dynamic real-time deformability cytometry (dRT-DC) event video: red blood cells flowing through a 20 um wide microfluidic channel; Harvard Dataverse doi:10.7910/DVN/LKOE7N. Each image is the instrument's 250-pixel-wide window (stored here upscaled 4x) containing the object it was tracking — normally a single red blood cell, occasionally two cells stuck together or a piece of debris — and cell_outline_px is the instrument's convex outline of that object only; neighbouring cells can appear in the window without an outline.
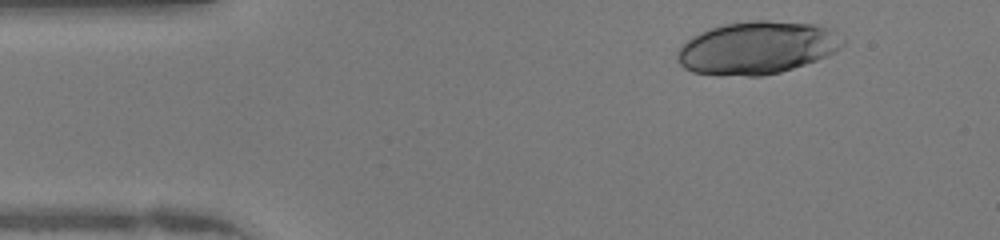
{"species": "human", "species_latin": "Homo sapiens", "temperature_condition": "warm", "stored_images_in_passage": 14, "camera_frame_rate_fps": 3000, "um_per_image_px": 0.085, "donor": {"sex": "female"}, "frame": {"image": 1, "passage_image": 3, "time_ms": 0.667, "image_size_px": [1000, 240], "cell_outline_px": [[848, 40], [836, 52], [828, 56], [780, 72], [760, 76], [748, 76], [692, 72], [684, 68], [676, 60], [676, 52], [692, 36], [700, 32], [724, 24], [752, 20], [768, 20], [816, 24], [832, 28]], "centroid_in_image_um": [64.41, 4.04], "position_along_channel_um": 20.6, "area_um2": 51.04}}
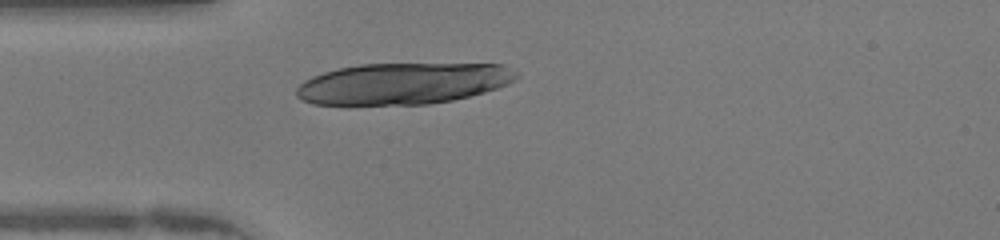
{"frame": {"image": 2, "passage_image": 10, "time_ms": 3.0, "image_size_px": [1000, 240], "cell_outline_px": [[520, 76], [508, 84], [484, 92], [452, 100], [428, 104], [312, 104], [300, 100], [296, 96], [296, 88], [304, 80], [312, 76], [324, 72], [340, 68], [360, 64], [504, 64], [520, 72]], "centroid_in_image_um": [34.27, 7.09], "position_along_channel_um": 50.7, "area_um2": 53.06}}
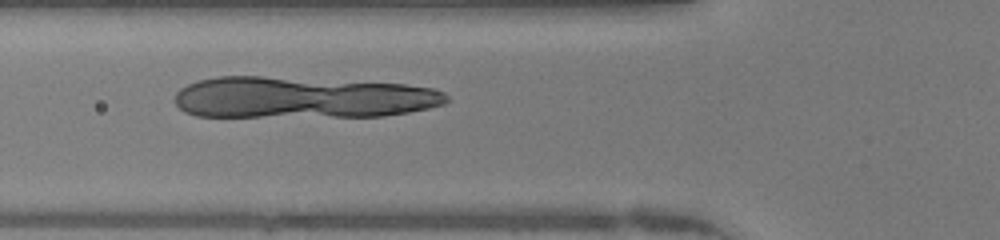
{"frame": {"image": 3, "passage_image": 14, "time_ms": 4.333, "image_size_px": [1000, 240], "cell_outline_px": [[448, 100], [444, 104], [428, 108], [408, 112], [384, 116], [196, 116], [184, 112], [176, 104], [176, 92], [180, 88], [196, 80], [220, 76], [260, 76], [404, 84], [432, 88], [444, 92], [448, 96]], "centroid_in_image_um": [25.67, 8.28], "position_along_channel_um": 100.1, "area_um2": 65.6}}